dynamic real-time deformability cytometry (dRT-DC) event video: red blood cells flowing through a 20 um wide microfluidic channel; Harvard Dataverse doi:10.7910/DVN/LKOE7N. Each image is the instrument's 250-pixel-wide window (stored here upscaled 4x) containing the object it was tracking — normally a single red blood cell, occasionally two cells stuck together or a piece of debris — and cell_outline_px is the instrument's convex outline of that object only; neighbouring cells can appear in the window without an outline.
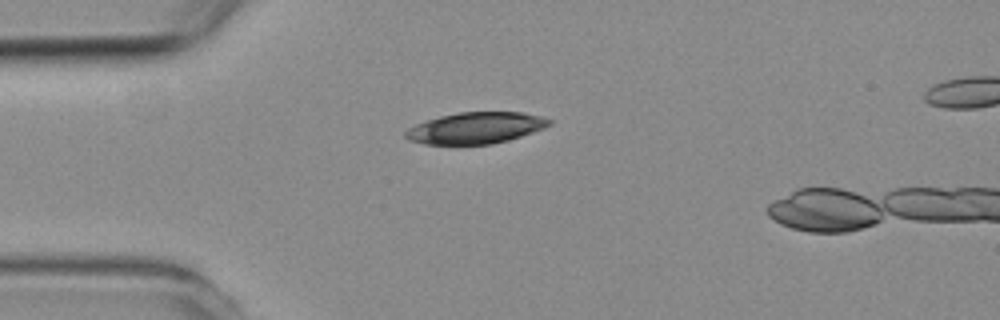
{"species": "common noctule bat (a hibernating species)", "species_latin": "Nyctalus noctula", "temperature_condition": "room temperature", "stored_images_in_passage": 2, "camera_frame_rate_fps": 3000, "um_per_image_px": 0.085, "animal": {"sex": "female", "body_mass_g": 19.3, "forearm_length_mm": 54.1}, "frame": {"image": 1, "passage_image": 1, "time_ms": 0.0, "image_size_px": [1000, 320], "cell_outline_px": [[552, 124], [544, 128], [508, 140], [492, 144], [424, 144], [408, 140], [404, 136], [404, 132], [408, 128], [416, 124], [440, 116], [460, 112], [520, 112], [540, 116], [552, 120]], "centroid_in_image_um": [40.42, 10.88], "position_along_channel_um": 44.6, "area_um2": 26.13}}